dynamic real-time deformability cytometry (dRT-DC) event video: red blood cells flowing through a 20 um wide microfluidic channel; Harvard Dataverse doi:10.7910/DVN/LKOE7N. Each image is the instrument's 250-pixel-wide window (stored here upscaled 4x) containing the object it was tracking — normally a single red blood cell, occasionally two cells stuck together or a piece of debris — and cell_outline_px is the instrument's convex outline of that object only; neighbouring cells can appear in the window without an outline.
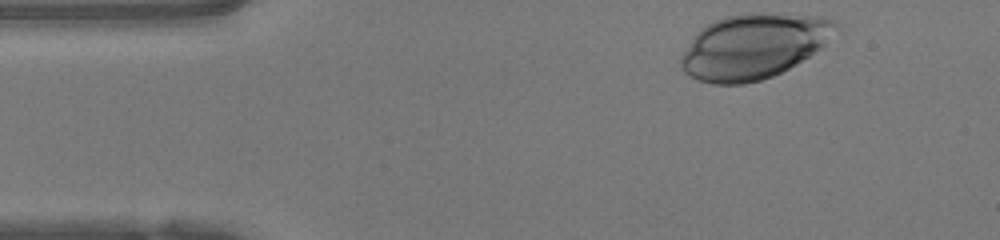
{"species": "human", "species_latin": "Homo sapiens", "temperature_condition": "warm", "stored_images_in_passage": 38, "camera_frame_rate_fps": 3000, "um_per_image_px": 0.085, "donor": {"sex": "female"}, "frame": {"image": 1, "passage_image": 1, "time_ms": 0.0, "image_size_px": [1000, 240], "cell_outline_px": [[840, 28], [820, 48], [808, 56], [788, 68], [772, 76], [760, 80], [744, 84], [712, 84], [696, 80], [688, 76], [684, 72], [680, 64], [680, 56], [696, 32], [700, 28], [716, 20], [728, 16], [748, 12], [756, 12], [820, 16], [836, 20], [840, 24]], "centroid_in_image_um": [64.05, 3.92], "position_along_channel_um": 21.0, "area_um2": 58.84}}
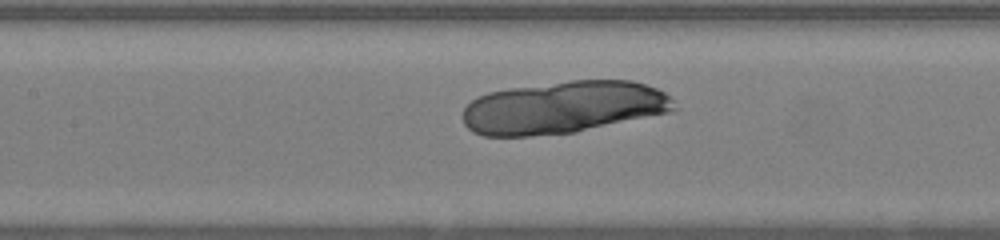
{"frame": {"image": 2, "passage_image": 16, "time_ms": 5.0, "image_size_px": [1000, 240], "cell_outline_px": [[676, 112], [576, 132], [528, 136], [484, 136], [472, 132], [464, 124], [464, 108], [472, 100], [488, 92], [512, 88], [572, 80], [632, 80], [656, 88], [664, 92], [672, 100], [676, 108]], "centroid_in_image_um": [47.94, 9.14], "position_along_channel_um": 159.5, "area_um2": 64.74}}
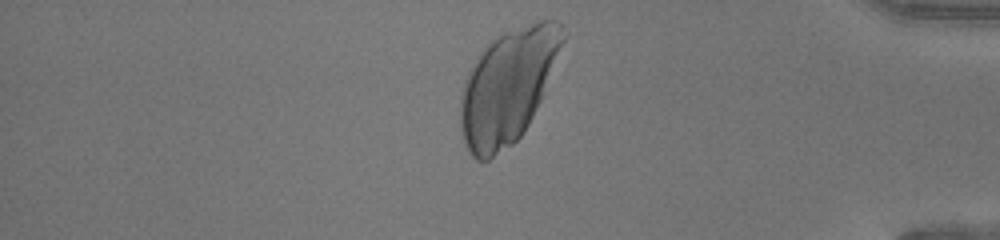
{"frame": {"image": 3, "passage_image": 35, "time_ms": 11.333, "image_size_px": [1000, 240], "cell_outline_px": [[564, 40], [540, 100], [528, 124], [520, 136], [512, 144], [488, 160], [476, 160], [468, 152], [464, 140], [460, 124], [460, 96], [464, 80], [468, 72], [488, 40], [500, 32], [540, 20], [556, 20], [564, 24]], "centroid_in_image_um": [43.13, 7.3], "position_along_channel_um": 392.1, "area_um2": 67.68}}